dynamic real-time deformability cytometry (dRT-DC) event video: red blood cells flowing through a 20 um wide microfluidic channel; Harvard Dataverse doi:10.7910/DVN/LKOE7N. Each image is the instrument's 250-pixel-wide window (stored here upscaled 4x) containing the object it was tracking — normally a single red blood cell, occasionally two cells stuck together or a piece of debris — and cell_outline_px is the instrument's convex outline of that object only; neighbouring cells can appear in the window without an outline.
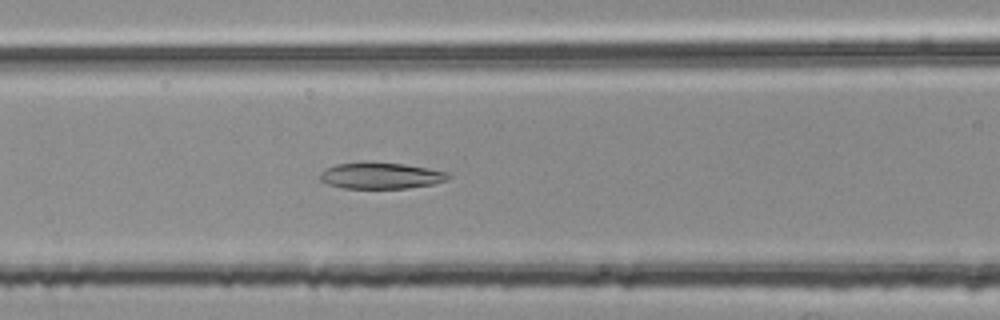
{"species": "common noctule bat (a hibernating species)", "species_latin": "Nyctalus noctula", "temperature_condition": "room temperature", "stored_images_in_passage": 51, "camera_frame_rate_fps": 3000, "um_per_image_px": 0.085, "animal": {"sex": "female", "body_mass_g": 25.1}, "frame": {"image": 1, "passage_image": 22, "time_ms": 7.0, "image_size_px": [1000, 320], "cell_outline_px": [[452, 176], [448, 180], [432, 184], [408, 188], [344, 188], [328, 184], [320, 180], [320, 172], [336, 164], [404, 164], [452, 172]], "centroid_in_image_um": [32.47, 14.96], "position_along_channel_um": 134.1, "area_um2": 19.13}}
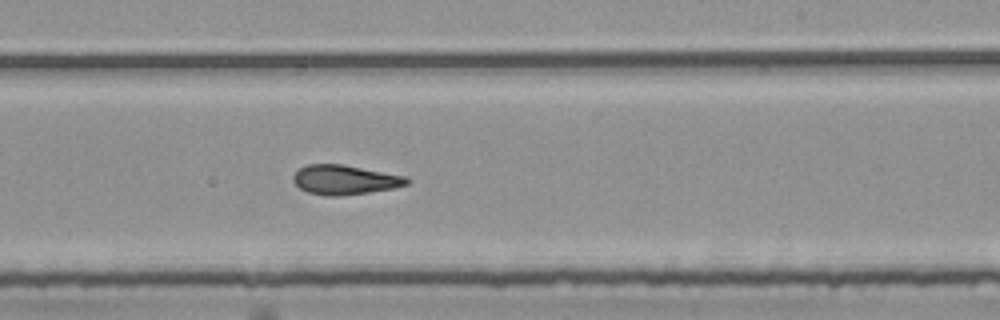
{"frame": {"image": 2, "passage_image": 32, "time_ms": 10.333, "image_size_px": [1000, 320], "cell_outline_px": [[412, 180], [408, 184], [392, 188], [368, 192], [340, 196], [324, 196], [308, 192], [300, 188], [292, 180], [292, 176], [300, 168], [308, 164], [344, 164], [408, 176]], "centroid_in_image_um": [29.33, 15.27], "position_along_channel_um": 259.7, "area_um2": 19.71}}
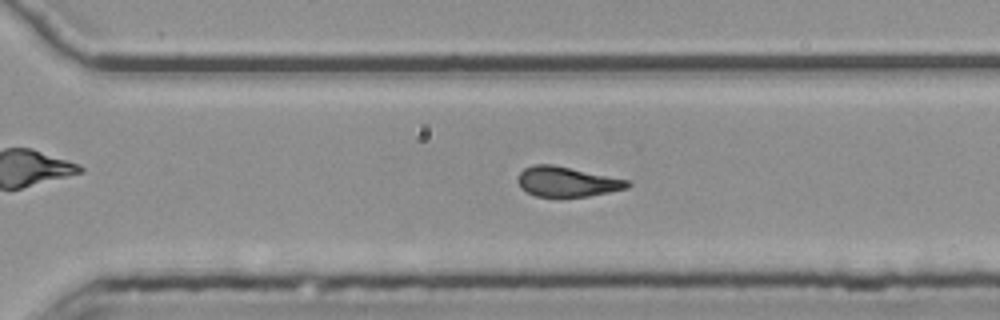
{"frame": {"image": 3, "passage_image": 37, "time_ms": 12.0, "image_size_px": [1000, 320], "cell_outline_px": [[632, 184], [628, 188], [588, 196], [536, 196], [520, 188], [516, 180], [516, 176], [524, 168], [532, 164], [552, 164], [628, 180]], "centroid_in_image_um": [48.14, 15.43], "position_along_channel_um": 322.5, "area_um2": 19.07}, "authors_computed_cell_mechanics": {"area_um2": 19.7098, "velocity_mm_per_s": 3.7825, "shape_relaxation_time_tau1_ms": null, "shape_relaxation_time_tau2_ms": 2.9864, "deformation_change_tau1": null, "deformation_change_tau2": 0.1058}}